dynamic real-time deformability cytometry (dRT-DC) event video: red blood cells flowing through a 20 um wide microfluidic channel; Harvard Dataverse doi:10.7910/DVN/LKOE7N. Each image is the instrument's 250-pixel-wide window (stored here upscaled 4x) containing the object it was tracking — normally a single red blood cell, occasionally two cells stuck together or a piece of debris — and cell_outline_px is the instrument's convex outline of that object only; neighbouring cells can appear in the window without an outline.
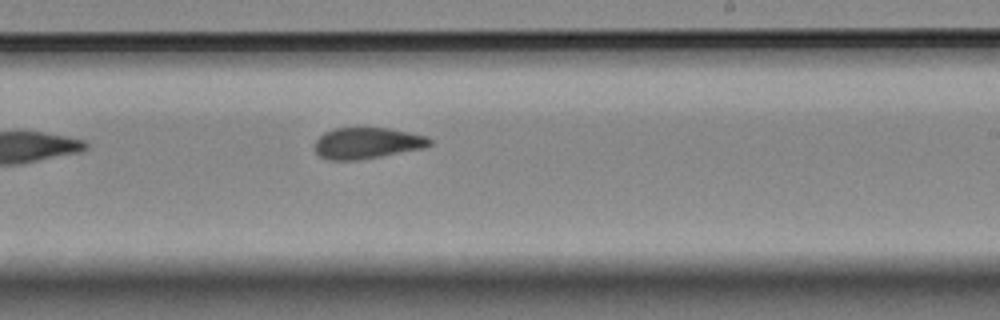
{"species": "Egyptian fruit bat (a non-hibernating species)", "species_latin": "Rousettus aegyptiacus", "temperature_condition": "room temperature", "stored_images_in_passage": 8, "segment_of_instrument_passage": [1, 2], "camera_frame_rate_fps": 3000, "um_per_image_px": 0.085, "animal": {"sex": "female"}, "frame": {"image": 1, "passage_image": 7, "time_ms": 2.0, "image_size_px": [1000, 320], "cell_outline_px": [[432, 144], [424, 148], [360, 160], [328, 160], [320, 156], [316, 152], [316, 140], [324, 132], [336, 128], [392, 128], [428, 136], [432, 140]], "centroid_in_image_um": [31.25, 12.16], "position_along_channel_um": 257.8, "area_um2": 20.98}}